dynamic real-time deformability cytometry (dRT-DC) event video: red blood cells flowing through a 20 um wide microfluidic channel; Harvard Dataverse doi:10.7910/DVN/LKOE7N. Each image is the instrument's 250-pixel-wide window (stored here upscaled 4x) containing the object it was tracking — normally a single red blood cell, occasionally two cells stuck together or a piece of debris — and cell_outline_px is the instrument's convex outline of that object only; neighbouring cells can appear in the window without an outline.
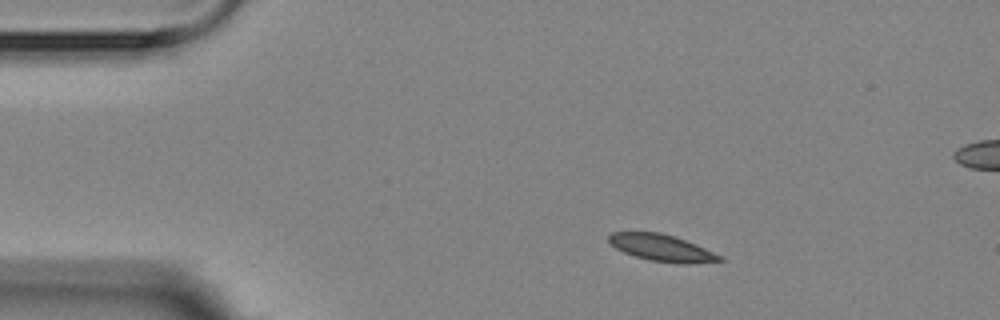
{"species": "Egyptian fruit bat (a non-hibernating species)", "species_latin": "Rousettus aegyptiacus", "temperature_condition": "room temperature", "stored_images_in_passage": 5, "camera_frame_rate_fps": 3000, "um_per_image_px": 0.085, "animal": {"sex": "female"}, "frame": {"image": 1, "passage_image": 2, "time_ms": 1.333, "image_size_px": [1000, 320], "cell_outline_px": [[724, 260], [688, 264], [684, 264], [648, 260], [624, 252], [616, 248], [608, 240], [608, 236], [612, 232], [660, 232], [676, 236], [696, 244], [724, 256]], "centroid_in_image_um": [56.29, 21.06], "position_along_channel_um": 28.7, "area_um2": 17.34}}
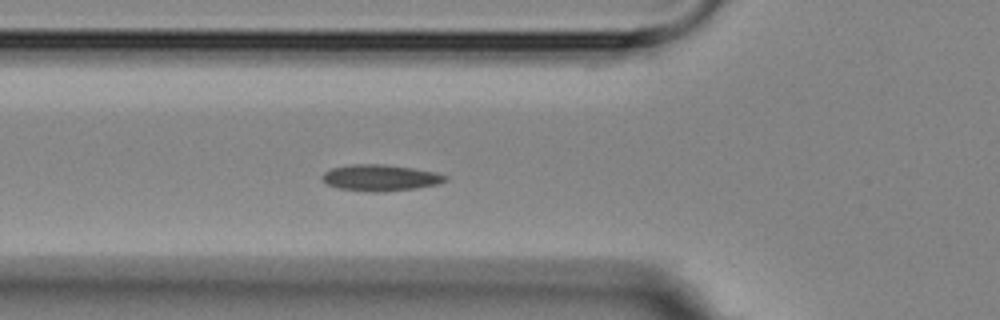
{"frame": {"image": 2, "passage_image": 5, "time_ms": 4.667, "image_size_px": [1000, 320], "cell_outline_px": [[448, 180], [440, 184], [416, 188], [376, 192], [372, 192], [340, 188], [328, 184], [320, 180], [320, 176], [324, 172], [332, 168], [352, 164], [384, 164], [412, 168], [436, 172], [448, 176]], "centroid_in_image_um": [32.34, 15.1], "position_along_channel_um": 93.5, "area_um2": 18.9}}